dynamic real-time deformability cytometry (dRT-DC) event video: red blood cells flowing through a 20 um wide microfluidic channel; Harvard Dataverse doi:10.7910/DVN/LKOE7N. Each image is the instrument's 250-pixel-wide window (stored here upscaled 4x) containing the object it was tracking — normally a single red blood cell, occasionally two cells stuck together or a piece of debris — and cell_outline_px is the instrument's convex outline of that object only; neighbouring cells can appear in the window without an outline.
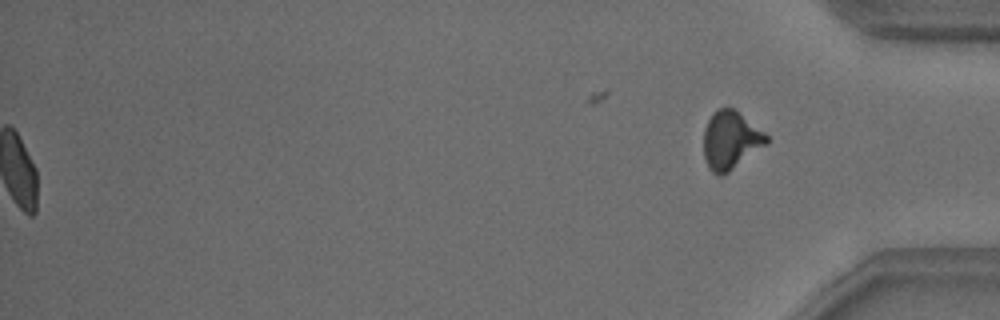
{"species": "common noctule bat (a hibernating species)", "species_latin": "Nyctalus noctula", "temperature_condition": "warm", "stored_images_in_passage": 53, "segment_of_instrument_passage": [2, 2], "camera_frame_rate_fps": 3000, "um_per_image_px": 0.085, "animal": {"sex": "male", "body_mass_g": 18.8}, "frame": {"image": 1, "passage_image": 53, "time_ms": 17.333, "image_size_px": [1000, 320], "cell_outline_px": [[768, 144], [728, 172], [720, 176], [716, 176], [708, 168], [704, 156], [704, 128], [712, 112], [720, 108], [736, 108], [764, 132], [768, 136]], "centroid_in_image_um": [62.1, 11.91], "position_along_channel_um": 373.1, "area_um2": 21.5}}